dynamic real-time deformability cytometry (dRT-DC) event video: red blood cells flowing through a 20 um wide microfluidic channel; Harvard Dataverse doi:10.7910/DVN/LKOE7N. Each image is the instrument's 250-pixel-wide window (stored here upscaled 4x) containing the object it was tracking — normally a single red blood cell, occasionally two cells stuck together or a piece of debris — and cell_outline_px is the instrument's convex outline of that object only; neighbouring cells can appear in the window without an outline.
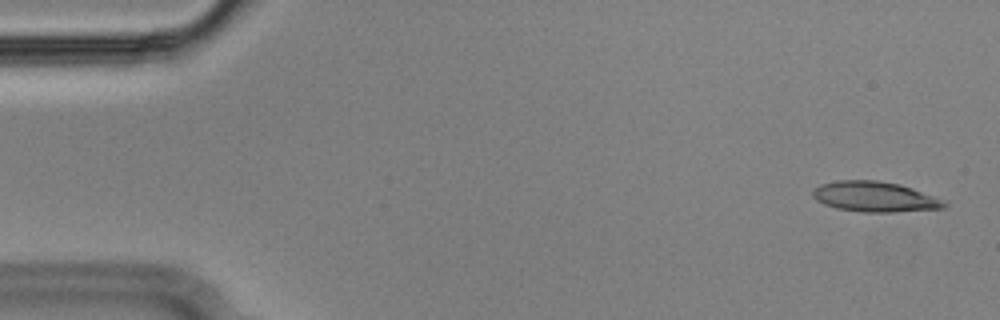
{"species": "Egyptian fruit bat (a non-hibernating species)", "species_latin": "Rousettus aegyptiacus", "temperature_condition": "cold", "stored_images_in_passage": 55, "camera_frame_rate_fps": 3000, "um_per_image_px": 0.085, "animal": {"sex": "male"}, "frame": {"image": 1, "passage_image": 2, "time_ms": 0.333, "image_size_px": [1000, 320], "cell_outline_px": [[948, 204], [944, 208], [892, 212], [860, 212], [836, 208], [824, 204], [816, 200], [812, 196], [812, 192], [820, 184], [836, 180], [876, 180], [900, 184], [948, 200]], "centroid_in_image_um": [74.39, 16.72], "position_along_channel_um": 10.6, "area_um2": 23.47}}
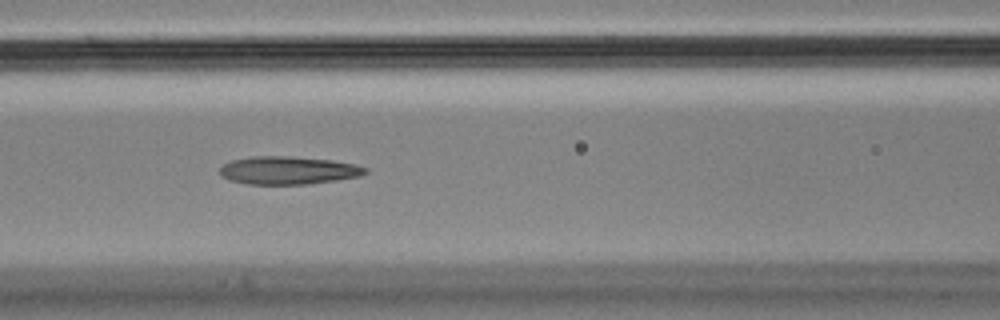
{"frame": {"image": 2, "passage_image": 23, "time_ms": 7.333, "image_size_px": [1000, 320], "cell_outline_px": [[368, 172], [360, 176], [336, 180], [308, 184], [248, 184], [228, 180], [220, 176], [220, 168], [224, 164], [232, 160], [252, 156], [288, 156], [332, 160], [356, 164], [368, 168]], "centroid_in_image_um": [24.5, 14.48], "position_along_channel_um": 142.1, "area_um2": 23.81}}
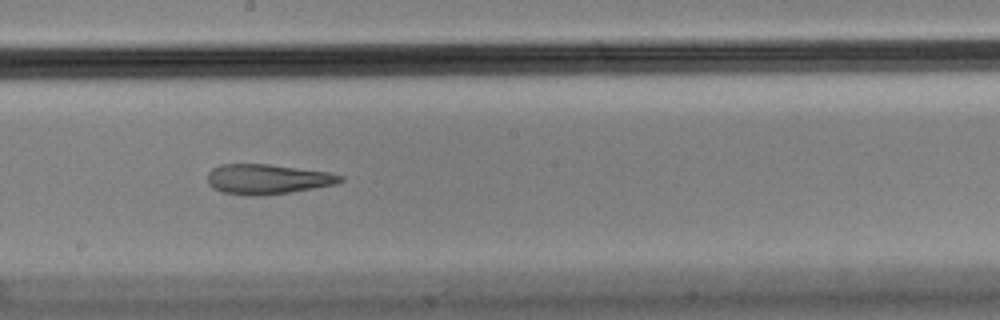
{"frame": {"image": 3, "passage_image": 30, "time_ms": 9.667, "image_size_px": [1000, 320], "cell_outline_px": [[344, 180], [336, 184], [288, 192], [256, 196], [252, 196], [224, 192], [212, 188], [208, 184], [208, 172], [212, 168], [220, 164], [268, 164], [328, 172], [344, 176]], "centroid_in_image_um": [22.71, 15.22], "position_along_channel_um": 225.5, "area_um2": 23.0}, "authors_computed_cell_mechanics": {"area_um2": 24.0448, "velocity_mm_per_s": 3.5769, "shape_relaxation_time_tau1_ms": null, "shape_relaxation_time_tau2_ms": 2.9871, "deformation_change_tau1": null, "deformation_change_tau2": 0.1292}}